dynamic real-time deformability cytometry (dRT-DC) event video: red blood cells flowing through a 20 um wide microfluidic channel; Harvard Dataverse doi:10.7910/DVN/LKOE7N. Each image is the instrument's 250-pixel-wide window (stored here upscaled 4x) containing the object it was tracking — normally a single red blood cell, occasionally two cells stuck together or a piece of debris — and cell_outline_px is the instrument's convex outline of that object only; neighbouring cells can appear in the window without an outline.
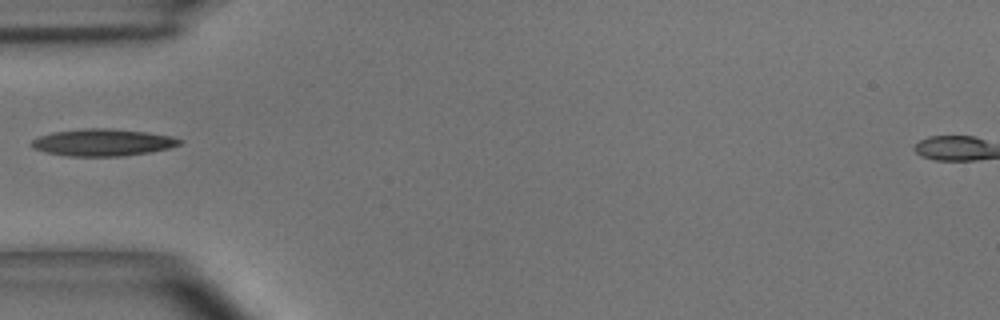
{"species": "common noctule bat (a hibernating species)", "species_latin": "Nyctalus noctula", "temperature_condition": "room temperature", "stored_images_in_passage": 22, "camera_frame_rate_fps": 3000, "um_per_image_px": 0.085, "animal": {"sex": "male", "body_mass_g": 15.6}, "frame": {"image": 1, "passage_image": 1, "time_ms": 0.0, "image_size_px": [1000, 320], "cell_outline_px": [[184, 140], [180, 144], [168, 148], [148, 152], [120, 156], [68, 156], [48, 152], [32, 148], [28, 144], [32, 140], [40, 136], [52, 132], [84, 128], [112, 128], [148, 132], [172, 136]], "centroid_in_image_um": [8.72, 12.09], "position_along_channel_um": 76.3, "area_um2": 23.35}}